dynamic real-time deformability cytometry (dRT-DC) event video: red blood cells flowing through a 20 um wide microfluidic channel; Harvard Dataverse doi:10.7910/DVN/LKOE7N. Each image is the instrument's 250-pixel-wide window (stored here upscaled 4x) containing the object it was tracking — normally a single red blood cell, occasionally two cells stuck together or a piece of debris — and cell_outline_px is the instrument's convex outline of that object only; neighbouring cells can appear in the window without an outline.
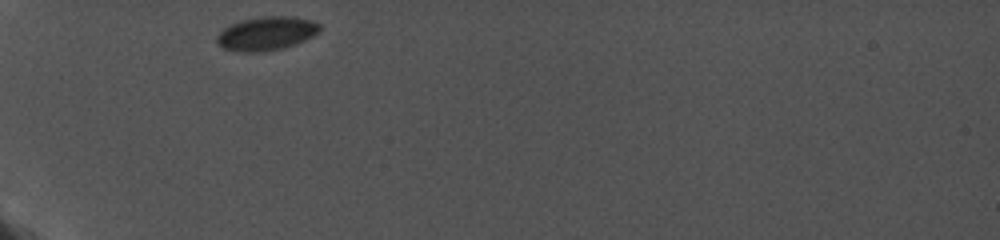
{"species": "common noctule bat (a hibernating species)", "species_latin": "Nyctalus noctula", "temperature_condition": "cold", "stored_images_in_passage": 41, "camera_frame_rate_fps": 5000, "um_per_image_px": 0.085, "animal": {"sex": "female", "body_mass_g": 19.0, "forearm_length_mm": 56.7}, "frame": {"image": 1, "passage_image": 1, "time_ms": 0.0, "image_size_px": [1000, 240], "cell_outline_px": [[320, 32], [304, 40], [284, 48], [260, 52], [244, 52], [224, 48], [216, 40], [216, 36], [224, 28], [240, 20], [264, 16], [292, 16], [312, 20], [320, 24]], "centroid_in_image_um": [22.67, 2.83], "position_along_channel_um": 62.3, "area_um2": 20.11}}
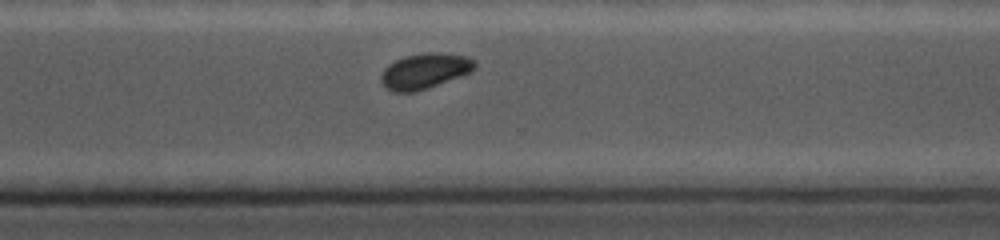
{"frame": {"image": 2, "passage_image": 30, "time_ms": 7.8, "image_size_px": [1000, 240], "cell_outline_px": [[476, 68], [472, 72], [428, 88], [416, 92], [396, 92], [388, 88], [380, 80], [380, 76], [384, 68], [388, 64], [404, 56], [424, 52], [440, 52], [468, 56], [476, 60]], "centroid_in_image_um": [36.14, 6.02], "position_along_channel_um": 334.5, "area_um2": 19.59}}
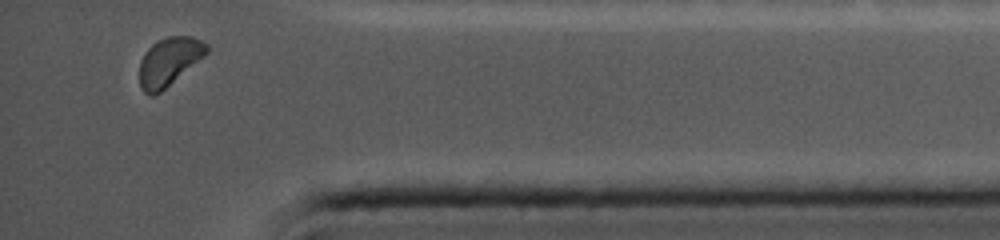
{"frame": {"image": 3, "passage_image": 39, "time_ms": 10.2, "image_size_px": [1000, 240], "cell_outline_px": [[208, 52], [204, 56], [160, 92], [152, 96], [144, 92], [140, 88], [140, 60], [144, 52], [156, 40], [168, 36], [192, 36], [208, 44]], "centroid_in_image_um": [14.35, 5.21], "position_along_channel_um": 420.8, "area_um2": 18.79}, "authors_computed_cell_mechanics": {"area_um2": 19.8832, "velocity_mm_per_s": 3.7296, "shape_relaxation_time_tau1_ms": 0.771, "shape_relaxation_time_tau2_ms": null, "deformation_change_tau1": 0.0276, "deformation_change_tau2": null}}